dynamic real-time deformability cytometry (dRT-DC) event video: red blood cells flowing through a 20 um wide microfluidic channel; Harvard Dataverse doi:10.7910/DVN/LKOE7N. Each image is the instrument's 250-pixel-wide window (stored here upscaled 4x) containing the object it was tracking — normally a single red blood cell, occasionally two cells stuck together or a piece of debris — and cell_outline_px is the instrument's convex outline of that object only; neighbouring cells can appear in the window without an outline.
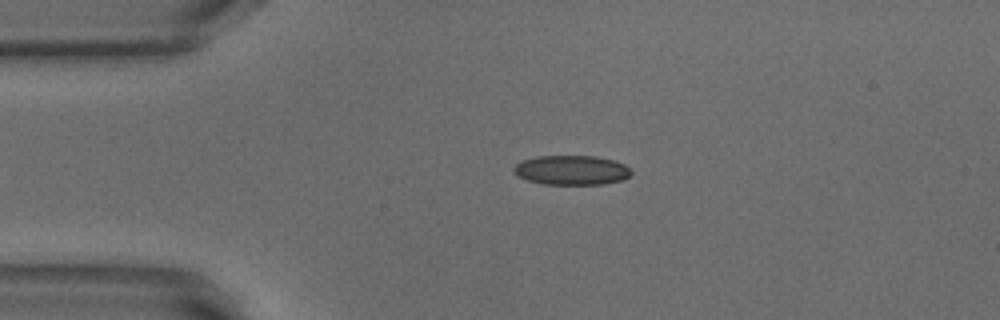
{"species": "common noctule bat (a hibernating species)", "species_latin": "Nyctalus noctula", "temperature_condition": "warm", "stored_images_in_passage": 48, "camera_frame_rate_fps": 3000, "um_per_image_px": 0.085, "animal": {"sex": "male", "body_mass_g": 18.8}, "frame": {"image": 1, "passage_image": 7, "time_ms": 2.0, "image_size_px": [1000, 320], "cell_outline_px": [[632, 172], [624, 180], [604, 184], [544, 184], [528, 180], [512, 172], [512, 168], [520, 160], [536, 156], [596, 156], [612, 160], [624, 164]], "centroid_in_image_um": [48.55, 14.46], "position_along_channel_um": 36.4, "area_um2": 20.23}}
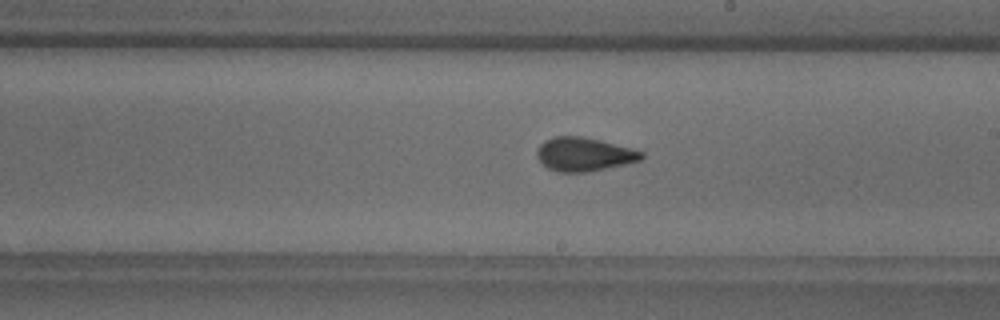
{"frame": {"image": 2, "passage_image": 25, "time_ms": 8.0, "image_size_px": [1000, 320], "cell_outline_px": [[644, 156], [640, 160], [624, 164], [584, 172], [560, 172], [548, 168], [536, 156], [536, 152], [540, 144], [544, 140], [552, 136], [580, 136], [600, 140], [632, 148], [644, 152]], "centroid_in_image_um": [49.62, 13.1], "position_along_channel_um": 239.4, "area_um2": 20.35}}
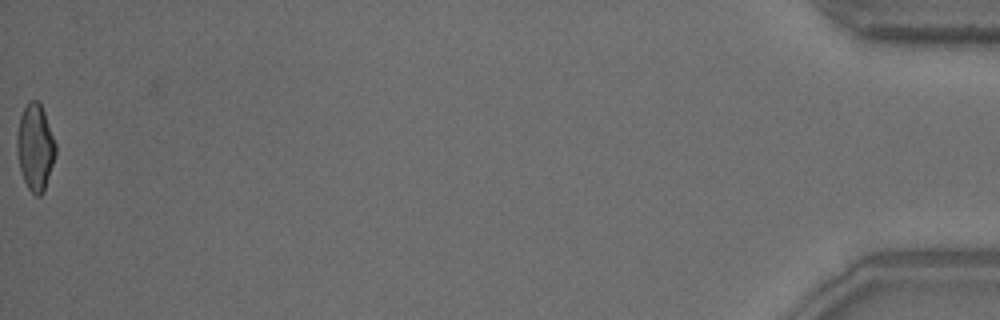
{"frame": {"image": 3, "passage_image": 48, "time_ms": 15.667, "image_size_px": [1000, 320], "cell_outline_px": [[56, 156], [44, 192], [40, 196], [36, 196], [28, 188], [24, 180], [20, 168], [16, 148], [16, 136], [20, 116], [28, 100], [36, 100], [40, 104], [44, 112], [56, 144]], "centroid_in_image_um": [2.99, 12.53], "position_along_channel_um": 432.2, "area_um2": 19.54}, "authors_computed_cell_mechanics": {"area_um2": 19.941, "velocity_mm_per_s": 3.8657, "shape_relaxation_time_tau1_ms": 10.6526, "shape_relaxation_time_tau2_ms": 1.4495, "deformation_change_tau1": 0.2456, "deformation_change_tau2": 0.0815}}